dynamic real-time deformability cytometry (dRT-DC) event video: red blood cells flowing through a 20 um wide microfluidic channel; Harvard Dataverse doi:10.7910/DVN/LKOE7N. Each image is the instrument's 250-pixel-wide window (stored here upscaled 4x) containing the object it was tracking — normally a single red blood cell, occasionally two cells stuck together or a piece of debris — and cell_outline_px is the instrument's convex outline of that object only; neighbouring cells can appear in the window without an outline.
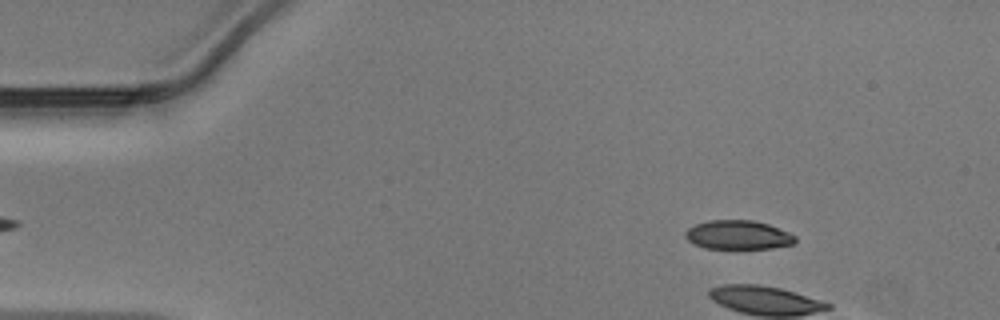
{"species": "Egyptian fruit bat (a non-hibernating species)", "species_latin": "Rousettus aegyptiacus", "temperature_condition": "warm", "stored_images_in_passage": 5, "camera_frame_rate_fps": 3000, "um_per_image_px": 0.085, "animal": {"sex": "male"}, "frame": {"image": 1, "passage_image": 1, "time_ms": 0.0, "image_size_px": [1000, 320], "cell_outline_px": [[796, 240], [792, 244], [772, 248], [704, 248], [688, 240], [684, 236], [684, 232], [688, 228], [696, 224], [708, 220], [752, 220], [768, 224], [788, 232], [796, 236]], "centroid_in_image_um": [62.72, 19.96], "position_along_channel_um": 22.3, "area_um2": 18.44}}